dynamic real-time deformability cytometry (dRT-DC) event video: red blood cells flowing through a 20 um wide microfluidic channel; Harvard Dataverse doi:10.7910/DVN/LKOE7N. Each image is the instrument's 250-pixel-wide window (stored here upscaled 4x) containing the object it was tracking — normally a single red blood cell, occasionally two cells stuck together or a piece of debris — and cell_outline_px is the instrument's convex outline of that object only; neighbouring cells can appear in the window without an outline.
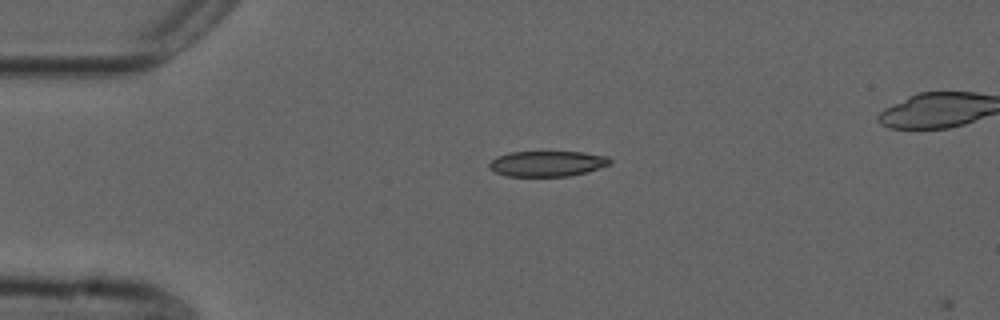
{"species": "common noctule bat (a hibernating species)", "species_latin": "Nyctalus noctula", "temperature_condition": "cold", "stored_images_in_passage": 2, "camera_frame_rate_fps": 3000, "um_per_image_px": 0.085, "animal": {"sex": "male", "forearm_length_mm": 52.5}, "frame": {"image": 1, "passage_image": 1, "time_ms": 0.0, "image_size_px": [1000, 320], "cell_outline_px": [[612, 164], [584, 172], [568, 176], [504, 176], [488, 168], [488, 164], [496, 156], [512, 152], [584, 152], [608, 156], [612, 160]], "centroid_in_image_um": [46.51, 13.9], "position_along_channel_um": 38.5, "area_um2": 17.98}}